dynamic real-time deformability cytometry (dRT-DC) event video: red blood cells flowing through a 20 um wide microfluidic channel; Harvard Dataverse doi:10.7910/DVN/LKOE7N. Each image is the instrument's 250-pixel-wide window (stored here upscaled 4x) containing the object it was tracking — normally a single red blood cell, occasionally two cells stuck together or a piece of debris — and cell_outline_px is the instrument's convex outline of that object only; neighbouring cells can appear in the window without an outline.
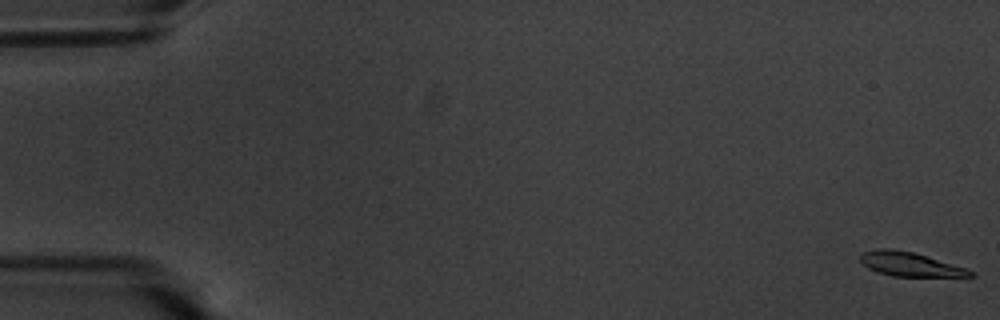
{"species": "common noctule bat (a hibernating species)", "species_latin": "Nyctalus noctula", "temperature_condition": "warm", "stored_images_in_passage": 58, "camera_frame_rate_fps": 3000, "um_per_image_px": 0.085, "animal": {"sex": "male", "body_mass_g": 20.1, "forearm_length_mm": 53.5}, "frame": {"image": 1, "passage_image": 1, "time_ms": 0.0, "image_size_px": [1000, 320], "cell_outline_px": [[976, 276], [892, 276], [876, 272], [868, 268], [860, 260], [860, 256], [864, 252], [880, 248], [892, 248], [912, 252], [964, 268], [972, 272]], "centroid_in_image_um": [77.26, 22.46], "position_along_channel_um": 7.7, "area_um2": 14.97}}
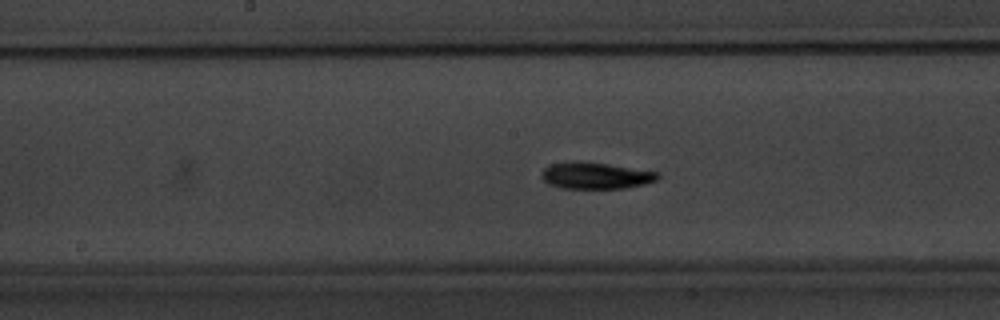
{"frame": {"image": 2, "passage_image": 30, "time_ms": 9.667, "image_size_px": [1000, 320], "cell_outline_px": [[660, 176], [656, 180], [644, 184], [624, 188], [560, 188], [548, 184], [540, 176], [540, 172], [544, 168], [552, 164], [572, 160], [608, 164], [660, 172]], "centroid_in_image_um": [50.6, 14.92], "position_along_channel_um": 197.6, "area_um2": 18.09}}
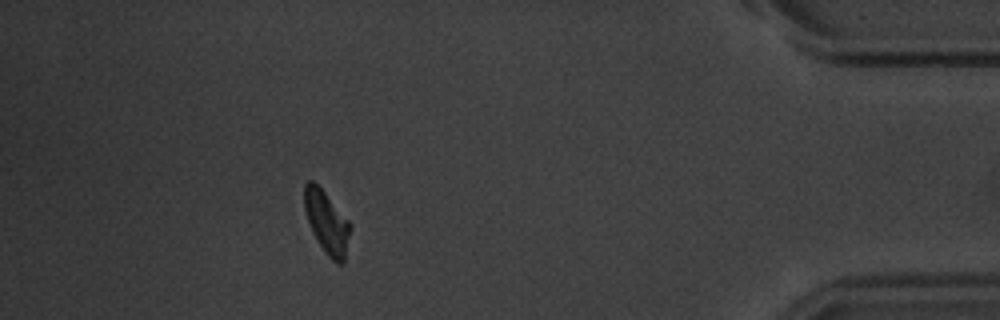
{"frame": {"image": 3, "passage_image": 52, "time_ms": 17.0, "image_size_px": [1000, 320], "cell_outline_px": [[352, 228], [344, 264], [340, 264], [332, 260], [324, 252], [312, 232], [304, 208], [304, 184], [308, 180], [312, 180], [324, 192], [352, 224]], "centroid_in_image_um": [27.8, 18.93], "position_along_channel_um": 407.4, "area_um2": 16.82}, "authors_computed_cell_mechanics": {"area_um2": 16.8487, "velocity_mm_per_s": 3.5316, "shape_relaxation_time_tau1_ms": 2.5192, "shape_relaxation_time_tau2_ms": 5.7125, "deformation_change_tau1": 0.1448, "deformation_change_tau2": 0.1047}}